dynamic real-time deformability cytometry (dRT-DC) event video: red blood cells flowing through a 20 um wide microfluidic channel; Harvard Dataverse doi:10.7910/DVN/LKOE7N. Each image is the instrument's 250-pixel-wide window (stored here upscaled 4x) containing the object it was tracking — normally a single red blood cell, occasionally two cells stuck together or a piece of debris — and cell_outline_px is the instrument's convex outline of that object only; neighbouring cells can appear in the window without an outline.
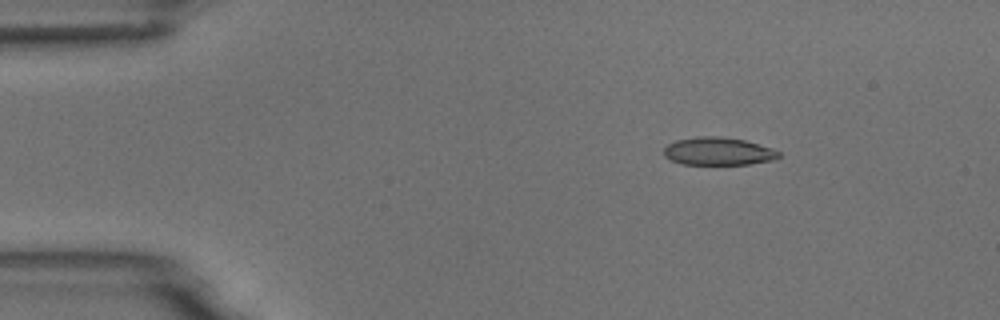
{"species": "common noctule bat (a hibernating species)", "species_latin": "Nyctalus noctula", "temperature_condition": "room temperature", "stored_images_in_passage": 4, "camera_frame_rate_fps": 3000, "um_per_image_px": 0.085, "animal": {"sex": "male", "body_mass_g": 18.8}, "frame": {"image": 1, "passage_image": 2, "time_ms": 1.0, "image_size_px": [1000, 320], "cell_outline_px": [[780, 156], [772, 160], [752, 164], [680, 164], [664, 156], [664, 148], [668, 144], [676, 140], [696, 136], [720, 136], [744, 140], [772, 148], [780, 152]], "centroid_in_image_um": [61.04, 12.85], "position_along_channel_um": 24.0, "area_um2": 18.67}}